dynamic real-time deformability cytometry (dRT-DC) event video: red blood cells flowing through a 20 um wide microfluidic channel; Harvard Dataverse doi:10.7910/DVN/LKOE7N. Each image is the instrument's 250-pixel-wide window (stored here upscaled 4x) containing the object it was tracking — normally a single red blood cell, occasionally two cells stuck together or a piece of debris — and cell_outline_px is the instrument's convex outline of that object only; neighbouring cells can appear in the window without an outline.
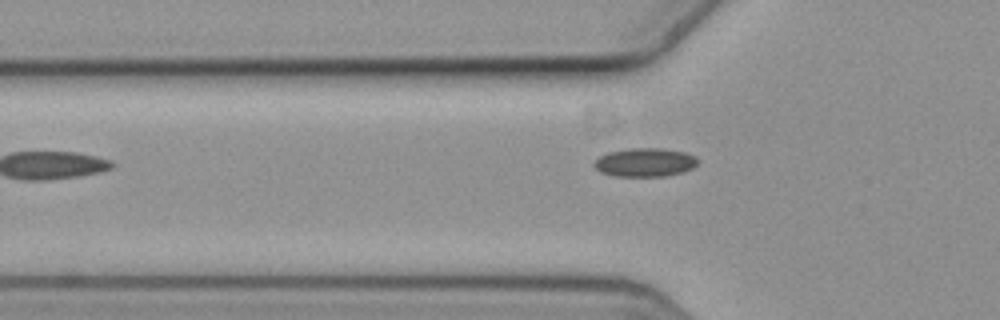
{"species": "common noctule bat (a hibernating species)", "species_latin": "Nyctalus noctula", "temperature_condition": "cold", "stored_images_in_passage": 4, "camera_frame_rate_fps": 3000, "um_per_image_px": 0.085, "animal": {"sex": "female", "body_mass_g": 19.3, "forearm_length_mm": 54.1}, "frame": {"image": 1, "passage_image": 4, "time_ms": 1.0, "image_size_px": [1000, 320], "cell_outline_px": [[700, 160], [692, 168], [684, 172], [664, 176], [616, 176], [600, 172], [592, 164], [600, 156], [608, 152], [632, 148], [664, 148], [684, 152], [696, 156]], "centroid_in_image_um": [54.85, 13.8], "position_along_channel_um": 71.0, "area_um2": 17.34}}